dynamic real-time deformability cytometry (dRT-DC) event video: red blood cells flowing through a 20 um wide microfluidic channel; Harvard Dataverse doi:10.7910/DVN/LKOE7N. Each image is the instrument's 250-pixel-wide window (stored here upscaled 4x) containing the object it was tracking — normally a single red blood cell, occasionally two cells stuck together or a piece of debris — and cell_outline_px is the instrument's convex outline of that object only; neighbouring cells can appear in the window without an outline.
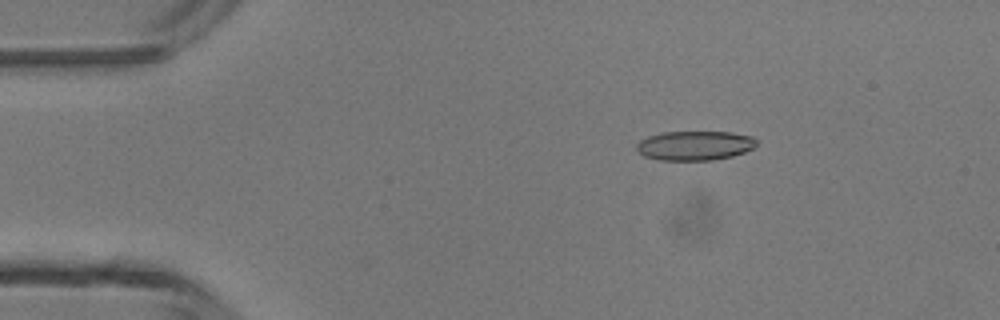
{"species": "common noctule bat (a hibernating species)", "species_latin": "Nyctalus noctula", "temperature_condition": "room temperature", "stored_images_in_passage": 4, "camera_frame_rate_fps": 3000, "um_per_image_px": 0.085, "animal": {"sex": "male", "body_mass_g": 13.3}, "frame": {"image": 1, "passage_image": 2, "time_ms": 2.0, "image_size_px": [1000, 320], "cell_outline_px": [[756, 144], [752, 148], [744, 152], [732, 156], [712, 160], [660, 160], [644, 156], [636, 152], [636, 144], [640, 140], [648, 136], [664, 132], [732, 132], [752, 136], [756, 140]], "centroid_in_image_um": [59.02, 12.37], "position_along_channel_um": 26.0, "area_um2": 20.58}}